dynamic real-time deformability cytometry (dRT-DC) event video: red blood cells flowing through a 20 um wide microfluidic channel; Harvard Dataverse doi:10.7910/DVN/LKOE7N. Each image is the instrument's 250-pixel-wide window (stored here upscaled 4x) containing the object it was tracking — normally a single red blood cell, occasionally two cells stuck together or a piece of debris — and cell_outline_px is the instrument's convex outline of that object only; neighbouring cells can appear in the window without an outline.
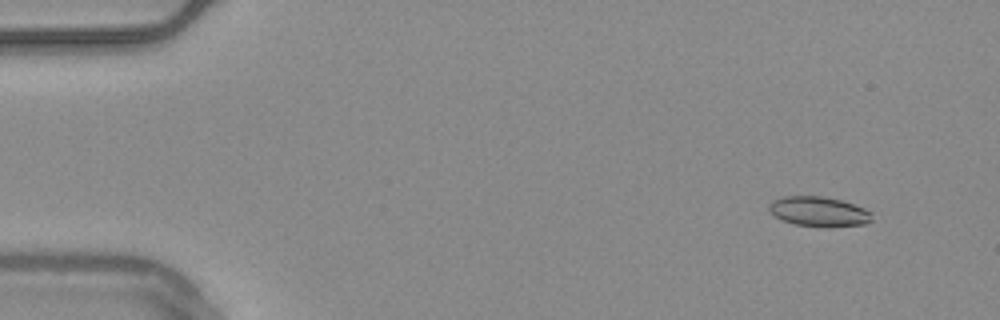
{"species": "common noctule bat (a hibernating species)", "species_latin": "Nyctalus noctula", "temperature_condition": "warm", "stored_images_in_passage": 28, "camera_frame_rate_fps": 3000, "um_per_image_px": 0.085, "animal": {"sex": "male", "body_mass_g": 20.4}, "frame": {"image": 1, "passage_image": 1, "time_ms": 0.0, "image_size_px": [1000, 320], "cell_outline_px": [[872, 220], [868, 224], [828, 228], [796, 224], [784, 220], [776, 216], [768, 208], [768, 204], [772, 200], [784, 196], [820, 196], [840, 200], [864, 208], [872, 212]], "centroid_in_image_um": [69.64, 17.99], "position_along_channel_um": 15.4, "area_um2": 17.98}}
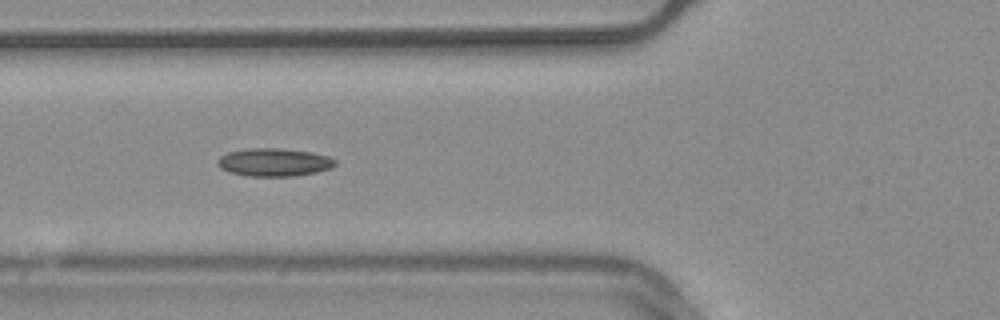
{"frame": {"image": 2, "passage_image": 17, "time_ms": 5.333, "image_size_px": [1000, 320], "cell_outline_px": [[336, 164], [332, 168], [316, 172], [296, 176], [248, 176], [228, 172], [220, 168], [216, 164], [220, 156], [228, 152], [248, 148], [280, 148], [312, 152], [328, 156], [336, 160]], "centroid_in_image_um": [23.29, 13.79], "position_along_channel_um": 102.5, "area_um2": 19.36}}
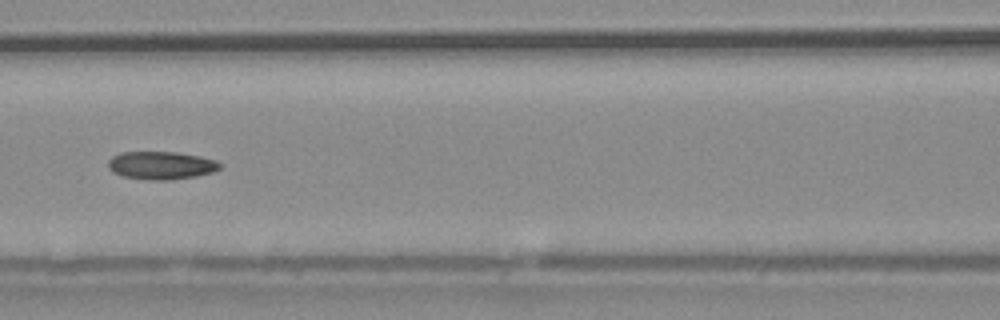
{"frame": {"image": 3, "passage_image": 21, "time_ms": 6.667, "image_size_px": [1000, 320], "cell_outline_px": [[224, 164], [220, 168], [212, 172], [196, 176], [168, 180], [152, 180], [124, 176], [112, 172], [108, 168], [108, 160], [112, 156], [120, 152], [176, 152], [200, 156], [216, 160]], "centroid_in_image_um": [13.71, 14.05], "position_along_channel_um": 152.9, "area_um2": 18.26}}